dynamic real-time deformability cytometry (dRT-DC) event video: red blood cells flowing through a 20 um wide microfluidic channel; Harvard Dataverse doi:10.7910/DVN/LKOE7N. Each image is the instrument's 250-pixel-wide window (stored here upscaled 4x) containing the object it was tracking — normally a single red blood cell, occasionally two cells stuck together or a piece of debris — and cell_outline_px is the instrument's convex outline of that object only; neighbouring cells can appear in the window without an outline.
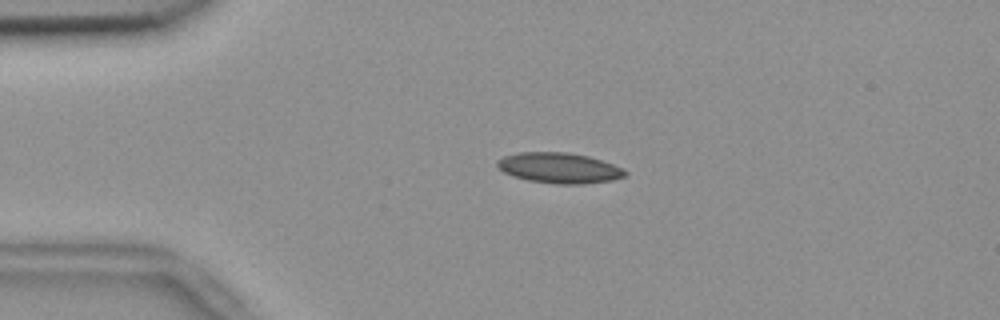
{"species": "common noctule bat (a hibernating species)", "species_latin": "Nyctalus noctula", "temperature_condition": "room temperature", "stored_images_in_passage": 49, "camera_frame_rate_fps": 3000, "um_per_image_px": 0.085, "animal": {"sex": "female", "body_mass_g": 18.4}, "frame": {"image": 1, "passage_image": 6, "time_ms": 1.667, "image_size_px": [1000, 320], "cell_outline_px": [[628, 176], [612, 180], [580, 184], [560, 184], [528, 180], [504, 172], [496, 164], [504, 156], [520, 152], [568, 152], [588, 156], [624, 168], [628, 172]], "centroid_in_image_um": [47.6, 14.27], "position_along_channel_um": 37.4, "area_um2": 22.48}}
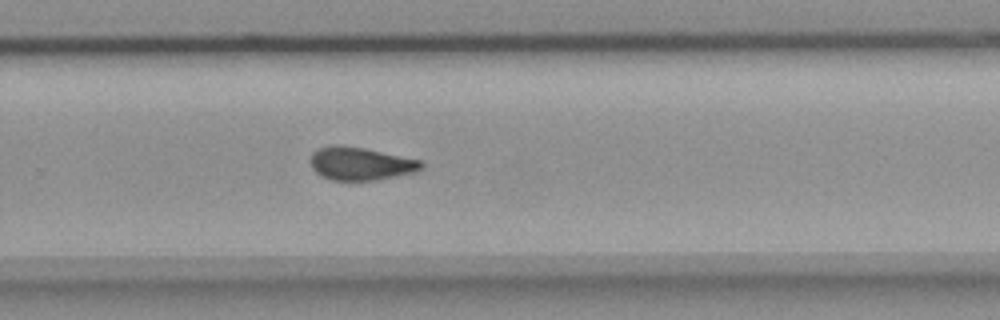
{"frame": {"image": 2, "passage_image": 30, "time_ms": 9.667, "image_size_px": [1000, 320], "cell_outline_px": [[424, 168], [416, 172], [376, 180], [332, 180], [320, 176], [312, 168], [312, 152], [316, 148], [328, 144], [344, 144], [364, 148], [420, 160], [424, 164]], "centroid_in_image_um": [30.63, 13.89], "position_along_channel_um": 299.2, "area_um2": 21.56}}
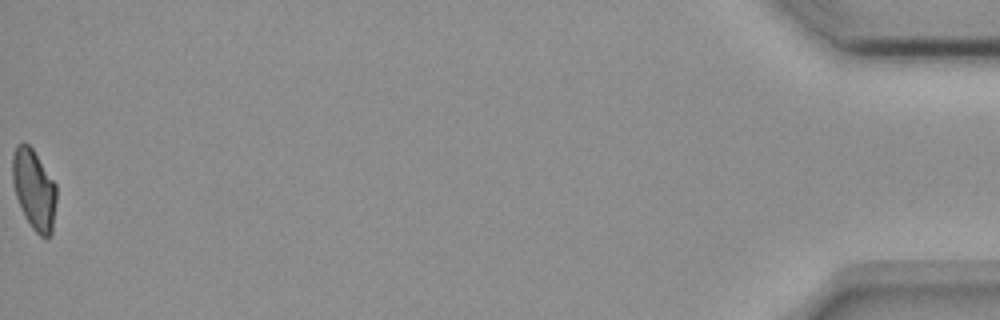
{"frame": {"image": 3, "passage_image": 49, "time_ms": 16.0, "image_size_px": [1000, 320], "cell_outline_px": [[56, 200], [52, 232], [48, 236], [40, 236], [32, 228], [16, 196], [12, 180], [12, 156], [16, 144], [24, 140], [32, 148], [56, 184]], "centroid_in_image_um": [2.88, 16.04], "position_along_channel_um": 432.3, "area_um2": 20.35}, "authors_computed_cell_mechanics": {"area_um2": 21.5594, "velocity_mm_per_s": 3.6903, "shape_relaxation_time_tau1_ms": null, "shape_relaxation_time_tau2_ms": 3.9446, "deformation_change_tau1": null, "deformation_change_tau2": 0.0955}}